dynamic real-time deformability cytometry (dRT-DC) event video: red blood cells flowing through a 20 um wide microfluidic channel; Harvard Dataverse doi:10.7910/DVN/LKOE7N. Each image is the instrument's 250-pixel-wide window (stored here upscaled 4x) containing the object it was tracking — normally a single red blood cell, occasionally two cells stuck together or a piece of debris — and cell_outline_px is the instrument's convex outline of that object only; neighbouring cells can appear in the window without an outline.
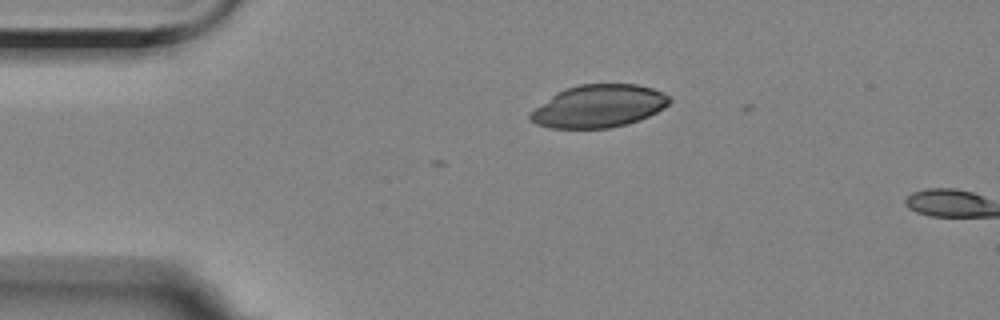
{"species": "Egyptian fruit bat (a non-hibernating species)", "species_latin": "Rousettus aegyptiacus", "temperature_condition": "room temperature", "stored_images_in_passage": 2, "camera_frame_rate_fps": 3000, "um_per_image_px": 0.085, "animal": {"sex": "female"}, "frame": {"image": 1, "passage_image": 1, "time_ms": 0.0, "image_size_px": [1000, 320], "cell_outline_px": [[672, 100], [664, 108], [640, 120], [628, 124], [608, 128], [548, 128], [536, 124], [528, 120], [528, 112], [556, 92], [564, 88], [580, 84], [636, 84], [652, 88], [664, 92]], "centroid_in_image_um": [50.85, 9.02], "position_along_channel_um": 34.2, "area_um2": 34.97}}